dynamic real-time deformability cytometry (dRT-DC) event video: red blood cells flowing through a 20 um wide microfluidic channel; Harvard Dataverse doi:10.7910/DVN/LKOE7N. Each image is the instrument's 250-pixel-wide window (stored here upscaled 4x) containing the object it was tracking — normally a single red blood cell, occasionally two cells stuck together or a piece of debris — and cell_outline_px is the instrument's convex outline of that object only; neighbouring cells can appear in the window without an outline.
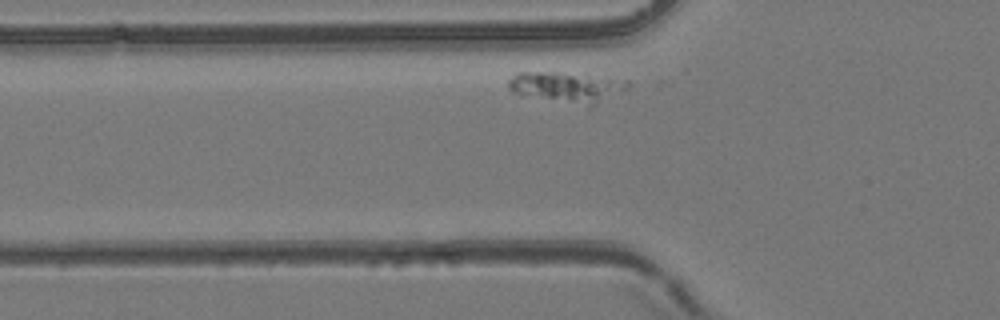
{"species": "common noctule bat (a hibernating species)", "species_latin": "Nyctalus noctula", "temperature_condition": "room temperature", "stored_images_in_passage": 32, "camera_frame_rate_fps": 3000, "um_per_image_px": 0.085, "animal": {"sex": "female", "body_mass_g": 24.6, "forearm_length_mm": 56.2}, "frame": {"image": 1, "passage_image": 3, "time_ms": 0.667, "image_size_px": [1000, 320], "cell_outline_px": [[628, 88], [588, 108], [512, 92], [508, 88], [508, 80], [516, 72], [560, 72], [612, 76], [628, 80]], "centroid_in_image_um": [48.23, 7.39], "position_along_channel_um": 77.6, "area_um2": 21.73}}
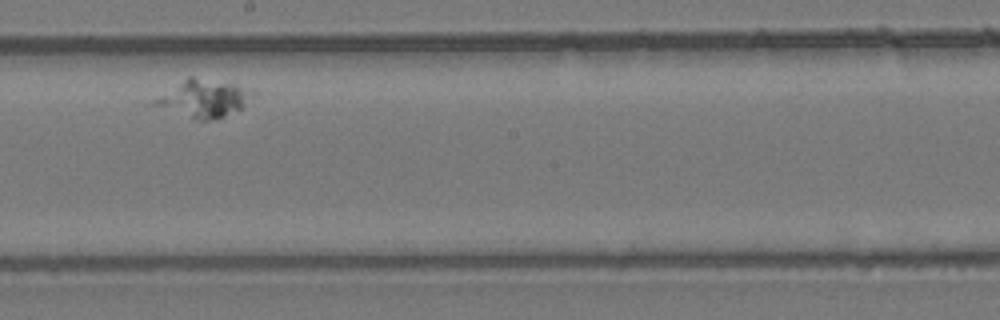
{"frame": {"image": 2, "passage_image": 17, "time_ms": 5.333, "image_size_px": [1000, 320], "cell_outline_px": [[256, 92], [240, 108], [224, 116], [208, 120], [200, 120], [156, 104], [152, 100], [188, 76], [192, 76], [236, 84]], "centroid_in_image_um": [17.36, 8.33], "position_along_channel_um": 230.8, "area_um2": 20.4}}
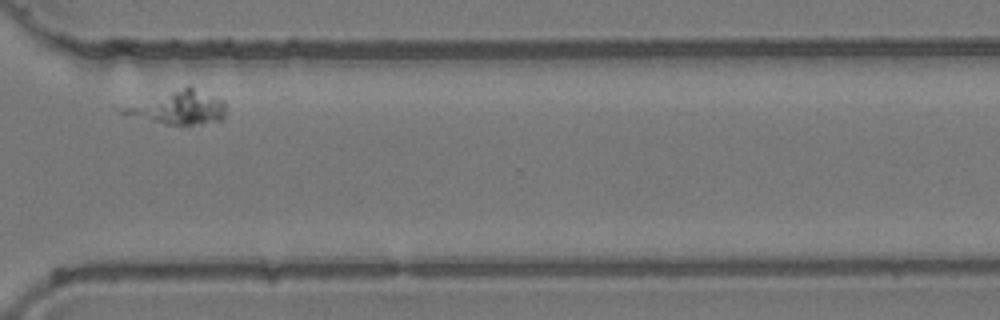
{"frame": {"image": 3, "passage_image": 28, "time_ms": 9.0, "image_size_px": [1000, 320], "cell_outline_px": [[224, 120], [200, 124], [164, 124], [124, 116], [120, 112], [120, 108], [188, 84], [224, 100]], "centroid_in_image_um": [15.16, 9.14], "position_along_channel_um": 355.4, "area_um2": 20.29}}